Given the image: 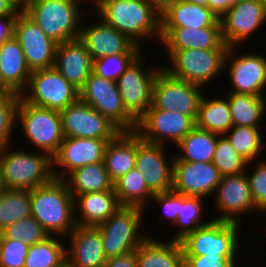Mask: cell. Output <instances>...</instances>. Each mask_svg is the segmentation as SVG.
<instances>
[{"label":"cell","mask_w":266,"mask_h":267,"mask_svg":"<svg viewBox=\"0 0 266 267\" xmlns=\"http://www.w3.org/2000/svg\"><path fill=\"white\" fill-rule=\"evenodd\" d=\"M93 10L138 46L149 37L161 40V14L146 0H103Z\"/></svg>","instance_id":"obj_1"},{"label":"cell","mask_w":266,"mask_h":267,"mask_svg":"<svg viewBox=\"0 0 266 267\" xmlns=\"http://www.w3.org/2000/svg\"><path fill=\"white\" fill-rule=\"evenodd\" d=\"M31 216L50 236L67 237L72 232L76 227L74 198L62 179L53 178L31 190Z\"/></svg>","instance_id":"obj_2"},{"label":"cell","mask_w":266,"mask_h":267,"mask_svg":"<svg viewBox=\"0 0 266 267\" xmlns=\"http://www.w3.org/2000/svg\"><path fill=\"white\" fill-rule=\"evenodd\" d=\"M9 146L0 149L2 184L7 190L31 191L49 183L53 178L52 158L42 151L38 153L15 150Z\"/></svg>","instance_id":"obj_3"},{"label":"cell","mask_w":266,"mask_h":267,"mask_svg":"<svg viewBox=\"0 0 266 267\" xmlns=\"http://www.w3.org/2000/svg\"><path fill=\"white\" fill-rule=\"evenodd\" d=\"M84 1L30 0L25 13L49 38L59 44L80 37L81 21H83L80 7Z\"/></svg>","instance_id":"obj_4"},{"label":"cell","mask_w":266,"mask_h":267,"mask_svg":"<svg viewBox=\"0 0 266 267\" xmlns=\"http://www.w3.org/2000/svg\"><path fill=\"white\" fill-rule=\"evenodd\" d=\"M143 207L120 206L104 223L96 226L101 233L107 259L134 252L149 235L139 232Z\"/></svg>","instance_id":"obj_5"},{"label":"cell","mask_w":266,"mask_h":267,"mask_svg":"<svg viewBox=\"0 0 266 267\" xmlns=\"http://www.w3.org/2000/svg\"><path fill=\"white\" fill-rule=\"evenodd\" d=\"M228 48L214 49H185L166 51L171 66H164L171 76L197 84L201 87L208 85L220 76L224 68Z\"/></svg>","instance_id":"obj_6"},{"label":"cell","mask_w":266,"mask_h":267,"mask_svg":"<svg viewBox=\"0 0 266 267\" xmlns=\"http://www.w3.org/2000/svg\"><path fill=\"white\" fill-rule=\"evenodd\" d=\"M17 122L20 124L16 125L21 126V131L30 144L36 147V151L42 150L51 158L58 152L64 139L58 110L32 105L20 97Z\"/></svg>","instance_id":"obj_7"},{"label":"cell","mask_w":266,"mask_h":267,"mask_svg":"<svg viewBox=\"0 0 266 267\" xmlns=\"http://www.w3.org/2000/svg\"><path fill=\"white\" fill-rule=\"evenodd\" d=\"M240 226L239 223L211 218L207 224L188 233L179 241L183 255L237 257Z\"/></svg>","instance_id":"obj_8"},{"label":"cell","mask_w":266,"mask_h":267,"mask_svg":"<svg viewBox=\"0 0 266 267\" xmlns=\"http://www.w3.org/2000/svg\"><path fill=\"white\" fill-rule=\"evenodd\" d=\"M79 99L105 116L121 132L136 130L137 121L124 108L115 81L92 72L79 90Z\"/></svg>","instance_id":"obj_9"},{"label":"cell","mask_w":266,"mask_h":267,"mask_svg":"<svg viewBox=\"0 0 266 267\" xmlns=\"http://www.w3.org/2000/svg\"><path fill=\"white\" fill-rule=\"evenodd\" d=\"M21 97L32 105L61 111L79 99V90L51 67L33 71Z\"/></svg>","instance_id":"obj_10"},{"label":"cell","mask_w":266,"mask_h":267,"mask_svg":"<svg viewBox=\"0 0 266 267\" xmlns=\"http://www.w3.org/2000/svg\"><path fill=\"white\" fill-rule=\"evenodd\" d=\"M141 53L116 81L126 111L138 121L152 105L153 84L163 67H147ZM147 69V70H146ZM151 69V70H150Z\"/></svg>","instance_id":"obj_11"},{"label":"cell","mask_w":266,"mask_h":267,"mask_svg":"<svg viewBox=\"0 0 266 267\" xmlns=\"http://www.w3.org/2000/svg\"><path fill=\"white\" fill-rule=\"evenodd\" d=\"M203 87L171 76L163 68L153 84L152 105L158 110L175 111L196 120Z\"/></svg>","instance_id":"obj_12"},{"label":"cell","mask_w":266,"mask_h":267,"mask_svg":"<svg viewBox=\"0 0 266 267\" xmlns=\"http://www.w3.org/2000/svg\"><path fill=\"white\" fill-rule=\"evenodd\" d=\"M194 127L192 117L175 111L158 110L151 105L137 121L135 132L146 142L165 145L169 140L175 146Z\"/></svg>","instance_id":"obj_13"},{"label":"cell","mask_w":266,"mask_h":267,"mask_svg":"<svg viewBox=\"0 0 266 267\" xmlns=\"http://www.w3.org/2000/svg\"><path fill=\"white\" fill-rule=\"evenodd\" d=\"M59 113L65 138L113 140L121 132L105 116L80 99Z\"/></svg>","instance_id":"obj_14"},{"label":"cell","mask_w":266,"mask_h":267,"mask_svg":"<svg viewBox=\"0 0 266 267\" xmlns=\"http://www.w3.org/2000/svg\"><path fill=\"white\" fill-rule=\"evenodd\" d=\"M236 46L226 52L224 67L228 68L231 93L264 96L266 88V57L251 52L236 56ZM228 63V64H227Z\"/></svg>","instance_id":"obj_15"},{"label":"cell","mask_w":266,"mask_h":267,"mask_svg":"<svg viewBox=\"0 0 266 267\" xmlns=\"http://www.w3.org/2000/svg\"><path fill=\"white\" fill-rule=\"evenodd\" d=\"M14 38L20 44L31 72L54 67L58 43L49 38L25 12L19 13L16 19Z\"/></svg>","instance_id":"obj_16"},{"label":"cell","mask_w":266,"mask_h":267,"mask_svg":"<svg viewBox=\"0 0 266 267\" xmlns=\"http://www.w3.org/2000/svg\"><path fill=\"white\" fill-rule=\"evenodd\" d=\"M222 39L228 47L250 40L266 23V1L241 0L220 18Z\"/></svg>","instance_id":"obj_17"},{"label":"cell","mask_w":266,"mask_h":267,"mask_svg":"<svg viewBox=\"0 0 266 267\" xmlns=\"http://www.w3.org/2000/svg\"><path fill=\"white\" fill-rule=\"evenodd\" d=\"M165 145L149 143L136 133L135 168L142 173L149 190L153 193H166L173 187V160L168 163Z\"/></svg>","instance_id":"obj_18"},{"label":"cell","mask_w":266,"mask_h":267,"mask_svg":"<svg viewBox=\"0 0 266 267\" xmlns=\"http://www.w3.org/2000/svg\"><path fill=\"white\" fill-rule=\"evenodd\" d=\"M216 211L220 213L213 220L241 223L237 218L242 213L260 210L255 206L246 172L222 176L215 194ZM237 216V217H236Z\"/></svg>","instance_id":"obj_19"},{"label":"cell","mask_w":266,"mask_h":267,"mask_svg":"<svg viewBox=\"0 0 266 267\" xmlns=\"http://www.w3.org/2000/svg\"><path fill=\"white\" fill-rule=\"evenodd\" d=\"M222 175L212 162H184L174 157L172 191L184 196L215 194Z\"/></svg>","instance_id":"obj_20"},{"label":"cell","mask_w":266,"mask_h":267,"mask_svg":"<svg viewBox=\"0 0 266 267\" xmlns=\"http://www.w3.org/2000/svg\"><path fill=\"white\" fill-rule=\"evenodd\" d=\"M109 141L111 140L64 137L58 152L52 157V172L54 178L63 179L76 168L103 162L105 148ZM56 168H61L59 169V171H61L58 172Z\"/></svg>","instance_id":"obj_21"},{"label":"cell","mask_w":266,"mask_h":267,"mask_svg":"<svg viewBox=\"0 0 266 267\" xmlns=\"http://www.w3.org/2000/svg\"><path fill=\"white\" fill-rule=\"evenodd\" d=\"M94 24L82 23L79 39L85 44L93 60L118 53H142L126 35L106 24L101 18Z\"/></svg>","instance_id":"obj_22"},{"label":"cell","mask_w":266,"mask_h":267,"mask_svg":"<svg viewBox=\"0 0 266 267\" xmlns=\"http://www.w3.org/2000/svg\"><path fill=\"white\" fill-rule=\"evenodd\" d=\"M166 51L229 48L222 39L220 20L204 28H160Z\"/></svg>","instance_id":"obj_23"},{"label":"cell","mask_w":266,"mask_h":267,"mask_svg":"<svg viewBox=\"0 0 266 267\" xmlns=\"http://www.w3.org/2000/svg\"><path fill=\"white\" fill-rule=\"evenodd\" d=\"M66 247L67 261L74 267H103L107 261L100 230L95 226H76Z\"/></svg>","instance_id":"obj_24"},{"label":"cell","mask_w":266,"mask_h":267,"mask_svg":"<svg viewBox=\"0 0 266 267\" xmlns=\"http://www.w3.org/2000/svg\"><path fill=\"white\" fill-rule=\"evenodd\" d=\"M54 68L80 90L93 72V59L85 44L78 38L58 44Z\"/></svg>","instance_id":"obj_25"},{"label":"cell","mask_w":266,"mask_h":267,"mask_svg":"<svg viewBox=\"0 0 266 267\" xmlns=\"http://www.w3.org/2000/svg\"><path fill=\"white\" fill-rule=\"evenodd\" d=\"M31 73L14 37L0 45V83L6 91L21 95L28 86Z\"/></svg>","instance_id":"obj_26"},{"label":"cell","mask_w":266,"mask_h":267,"mask_svg":"<svg viewBox=\"0 0 266 267\" xmlns=\"http://www.w3.org/2000/svg\"><path fill=\"white\" fill-rule=\"evenodd\" d=\"M120 206L115 190L80 194L74 198L76 226L96 227L104 223Z\"/></svg>","instance_id":"obj_27"},{"label":"cell","mask_w":266,"mask_h":267,"mask_svg":"<svg viewBox=\"0 0 266 267\" xmlns=\"http://www.w3.org/2000/svg\"><path fill=\"white\" fill-rule=\"evenodd\" d=\"M219 17L209 8L188 0H174L160 15V28L212 26Z\"/></svg>","instance_id":"obj_28"},{"label":"cell","mask_w":266,"mask_h":267,"mask_svg":"<svg viewBox=\"0 0 266 267\" xmlns=\"http://www.w3.org/2000/svg\"><path fill=\"white\" fill-rule=\"evenodd\" d=\"M136 132H120L109 141L104 153L103 164L113 183L135 168Z\"/></svg>","instance_id":"obj_29"},{"label":"cell","mask_w":266,"mask_h":267,"mask_svg":"<svg viewBox=\"0 0 266 267\" xmlns=\"http://www.w3.org/2000/svg\"><path fill=\"white\" fill-rule=\"evenodd\" d=\"M137 267H184L183 249L179 241L148 237L135 251Z\"/></svg>","instance_id":"obj_30"},{"label":"cell","mask_w":266,"mask_h":267,"mask_svg":"<svg viewBox=\"0 0 266 267\" xmlns=\"http://www.w3.org/2000/svg\"><path fill=\"white\" fill-rule=\"evenodd\" d=\"M67 176L62 180L66 183L73 198L90 192L114 190V183L110 179L103 162L76 168Z\"/></svg>","instance_id":"obj_31"},{"label":"cell","mask_w":266,"mask_h":267,"mask_svg":"<svg viewBox=\"0 0 266 267\" xmlns=\"http://www.w3.org/2000/svg\"><path fill=\"white\" fill-rule=\"evenodd\" d=\"M195 127L225 135L232 127L233 120L227 98H207L203 95L195 120Z\"/></svg>","instance_id":"obj_32"},{"label":"cell","mask_w":266,"mask_h":267,"mask_svg":"<svg viewBox=\"0 0 266 267\" xmlns=\"http://www.w3.org/2000/svg\"><path fill=\"white\" fill-rule=\"evenodd\" d=\"M220 135L194 127L177 145L175 157L184 162H212Z\"/></svg>","instance_id":"obj_33"},{"label":"cell","mask_w":266,"mask_h":267,"mask_svg":"<svg viewBox=\"0 0 266 267\" xmlns=\"http://www.w3.org/2000/svg\"><path fill=\"white\" fill-rule=\"evenodd\" d=\"M232 114L233 126H260L262 117L266 116L265 96L227 92Z\"/></svg>","instance_id":"obj_34"},{"label":"cell","mask_w":266,"mask_h":267,"mask_svg":"<svg viewBox=\"0 0 266 267\" xmlns=\"http://www.w3.org/2000/svg\"><path fill=\"white\" fill-rule=\"evenodd\" d=\"M115 194L121 206L143 207L154 194L149 190L144 176L136 168L131 169L114 183Z\"/></svg>","instance_id":"obj_35"},{"label":"cell","mask_w":266,"mask_h":267,"mask_svg":"<svg viewBox=\"0 0 266 267\" xmlns=\"http://www.w3.org/2000/svg\"><path fill=\"white\" fill-rule=\"evenodd\" d=\"M60 239L49 236L43 242L31 245L24 267H60L67 260L66 246Z\"/></svg>","instance_id":"obj_36"},{"label":"cell","mask_w":266,"mask_h":267,"mask_svg":"<svg viewBox=\"0 0 266 267\" xmlns=\"http://www.w3.org/2000/svg\"><path fill=\"white\" fill-rule=\"evenodd\" d=\"M31 216V191L7 190L0 194V233L15 221Z\"/></svg>","instance_id":"obj_37"},{"label":"cell","mask_w":266,"mask_h":267,"mask_svg":"<svg viewBox=\"0 0 266 267\" xmlns=\"http://www.w3.org/2000/svg\"><path fill=\"white\" fill-rule=\"evenodd\" d=\"M224 136L249 164L257 160L265 146L260 127L233 126Z\"/></svg>","instance_id":"obj_38"},{"label":"cell","mask_w":266,"mask_h":267,"mask_svg":"<svg viewBox=\"0 0 266 267\" xmlns=\"http://www.w3.org/2000/svg\"><path fill=\"white\" fill-rule=\"evenodd\" d=\"M202 199V197L184 196L180 194V212L175 222L176 225H179V230L173 235L172 240L180 241L185 235L210 221H201V215L204 212L201 206L203 205Z\"/></svg>","instance_id":"obj_39"},{"label":"cell","mask_w":266,"mask_h":267,"mask_svg":"<svg viewBox=\"0 0 266 267\" xmlns=\"http://www.w3.org/2000/svg\"><path fill=\"white\" fill-rule=\"evenodd\" d=\"M212 163L222 176L244 173L246 166L249 165L224 135L217 139Z\"/></svg>","instance_id":"obj_40"},{"label":"cell","mask_w":266,"mask_h":267,"mask_svg":"<svg viewBox=\"0 0 266 267\" xmlns=\"http://www.w3.org/2000/svg\"><path fill=\"white\" fill-rule=\"evenodd\" d=\"M1 234L6 239L21 240L29 246L43 242L50 236L33 216L13 222Z\"/></svg>","instance_id":"obj_41"},{"label":"cell","mask_w":266,"mask_h":267,"mask_svg":"<svg viewBox=\"0 0 266 267\" xmlns=\"http://www.w3.org/2000/svg\"><path fill=\"white\" fill-rule=\"evenodd\" d=\"M21 95L6 92L0 96V149L11 146L10 138L17 126V108Z\"/></svg>","instance_id":"obj_42"},{"label":"cell","mask_w":266,"mask_h":267,"mask_svg":"<svg viewBox=\"0 0 266 267\" xmlns=\"http://www.w3.org/2000/svg\"><path fill=\"white\" fill-rule=\"evenodd\" d=\"M141 53H118L93 60V73L117 81Z\"/></svg>","instance_id":"obj_43"},{"label":"cell","mask_w":266,"mask_h":267,"mask_svg":"<svg viewBox=\"0 0 266 267\" xmlns=\"http://www.w3.org/2000/svg\"><path fill=\"white\" fill-rule=\"evenodd\" d=\"M29 247L21 240L6 239L0 233V267H24Z\"/></svg>","instance_id":"obj_44"},{"label":"cell","mask_w":266,"mask_h":267,"mask_svg":"<svg viewBox=\"0 0 266 267\" xmlns=\"http://www.w3.org/2000/svg\"><path fill=\"white\" fill-rule=\"evenodd\" d=\"M258 162L254 165L255 170L248 173L246 169V174L255 206L266 212V160L259 159Z\"/></svg>","instance_id":"obj_45"},{"label":"cell","mask_w":266,"mask_h":267,"mask_svg":"<svg viewBox=\"0 0 266 267\" xmlns=\"http://www.w3.org/2000/svg\"><path fill=\"white\" fill-rule=\"evenodd\" d=\"M236 259L237 257H222L221 255H184V267H237Z\"/></svg>","instance_id":"obj_46"},{"label":"cell","mask_w":266,"mask_h":267,"mask_svg":"<svg viewBox=\"0 0 266 267\" xmlns=\"http://www.w3.org/2000/svg\"><path fill=\"white\" fill-rule=\"evenodd\" d=\"M152 201L163 207L162 212H164L165 219H169L174 223L177 221V216L180 212V194L173 191L166 193H156L151 198Z\"/></svg>","instance_id":"obj_47"},{"label":"cell","mask_w":266,"mask_h":267,"mask_svg":"<svg viewBox=\"0 0 266 267\" xmlns=\"http://www.w3.org/2000/svg\"><path fill=\"white\" fill-rule=\"evenodd\" d=\"M17 17L18 15L0 16V45L14 37Z\"/></svg>","instance_id":"obj_48"},{"label":"cell","mask_w":266,"mask_h":267,"mask_svg":"<svg viewBox=\"0 0 266 267\" xmlns=\"http://www.w3.org/2000/svg\"><path fill=\"white\" fill-rule=\"evenodd\" d=\"M103 267H137L135 252L109 258Z\"/></svg>","instance_id":"obj_49"},{"label":"cell","mask_w":266,"mask_h":267,"mask_svg":"<svg viewBox=\"0 0 266 267\" xmlns=\"http://www.w3.org/2000/svg\"><path fill=\"white\" fill-rule=\"evenodd\" d=\"M241 0H208V7L220 18Z\"/></svg>","instance_id":"obj_50"},{"label":"cell","mask_w":266,"mask_h":267,"mask_svg":"<svg viewBox=\"0 0 266 267\" xmlns=\"http://www.w3.org/2000/svg\"><path fill=\"white\" fill-rule=\"evenodd\" d=\"M19 13L6 0H0V16L19 15Z\"/></svg>","instance_id":"obj_51"},{"label":"cell","mask_w":266,"mask_h":267,"mask_svg":"<svg viewBox=\"0 0 266 267\" xmlns=\"http://www.w3.org/2000/svg\"><path fill=\"white\" fill-rule=\"evenodd\" d=\"M146 1L161 14L174 0H146Z\"/></svg>","instance_id":"obj_52"},{"label":"cell","mask_w":266,"mask_h":267,"mask_svg":"<svg viewBox=\"0 0 266 267\" xmlns=\"http://www.w3.org/2000/svg\"><path fill=\"white\" fill-rule=\"evenodd\" d=\"M18 12H26L30 0H6Z\"/></svg>","instance_id":"obj_53"},{"label":"cell","mask_w":266,"mask_h":267,"mask_svg":"<svg viewBox=\"0 0 266 267\" xmlns=\"http://www.w3.org/2000/svg\"><path fill=\"white\" fill-rule=\"evenodd\" d=\"M188 1L196 5L208 7V0H188Z\"/></svg>","instance_id":"obj_54"},{"label":"cell","mask_w":266,"mask_h":267,"mask_svg":"<svg viewBox=\"0 0 266 267\" xmlns=\"http://www.w3.org/2000/svg\"><path fill=\"white\" fill-rule=\"evenodd\" d=\"M86 1H90V5H92V8H95L103 0H86Z\"/></svg>","instance_id":"obj_55"},{"label":"cell","mask_w":266,"mask_h":267,"mask_svg":"<svg viewBox=\"0 0 266 267\" xmlns=\"http://www.w3.org/2000/svg\"><path fill=\"white\" fill-rule=\"evenodd\" d=\"M60 267H74L72 264H70L67 260L60 266Z\"/></svg>","instance_id":"obj_56"},{"label":"cell","mask_w":266,"mask_h":267,"mask_svg":"<svg viewBox=\"0 0 266 267\" xmlns=\"http://www.w3.org/2000/svg\"><path fill=\"white\" fill-rule=\"evenodd\" d=\"M7 91L5 90V88L1 85L0 83V96L5 94Z\"/></svg>","instance_id":"obj_57"},{"label":"cell","mask_w":266,"mask_h":267,"mask_svg":"<svg viewBox=\"0 0 266 267\" xmlns=\"http://www.w3.org/2000/svg\"><path fill=\"white\" fill-rule=\"evenodd\" d=\"M4 190L3 184H2V177H1V172H0V194Z\"/></svg>","instance_id":"obj_58"},{"label":"cell","mask_w":266,"mask_h":267,"mask_svg":"<svg viewBox=\"0 0 266 267\" xmlns=\"http://www.w3.org/2000/svg\"><path fill=\"white\" fill-rule=\"evenodd\" d=\"M245 1H266V0H245Z\"/></svg>","instance_id":"obj_59"}]
</instances>
